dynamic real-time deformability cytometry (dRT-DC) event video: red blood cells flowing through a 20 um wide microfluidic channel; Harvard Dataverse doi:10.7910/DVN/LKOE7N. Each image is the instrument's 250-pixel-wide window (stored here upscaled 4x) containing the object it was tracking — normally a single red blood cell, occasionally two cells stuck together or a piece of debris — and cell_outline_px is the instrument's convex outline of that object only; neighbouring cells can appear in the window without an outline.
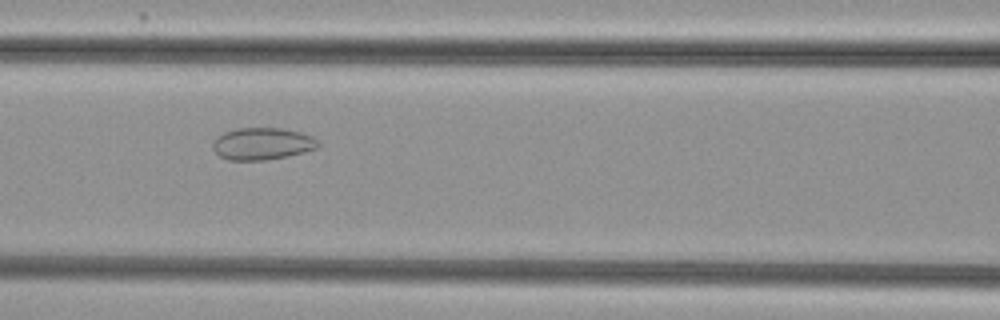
{"species": "common noctule bat (a hibernating species)", "species_latin": "Nyctalus noctula", "temperature_condition": "cold", "stored_images_in_passage": 51, "camera_frame_rate_fps": 3000, "um_per_image_px": 0.085, "animal": {"sex": "female", "body_mass_g": 29.2, "forearm_length_mm": 56.3}, "frame": {"image": 1, "passage_image": 21, "time_ms": 6.667, "image_size_px": [1000, 320], "cell_outline_px": [[320, 144], [316, 148], [304, 152], [264, 160], [228, 160], [220, 156], [212, 148], [212, 144], [224, 132], [236, 128], [284, 128], [300, 132], [312, 136]], "centroid_in_image_um": [22.29, 12.21], "position_along_channel_um": 144.3, "area_um2": 19.48}}
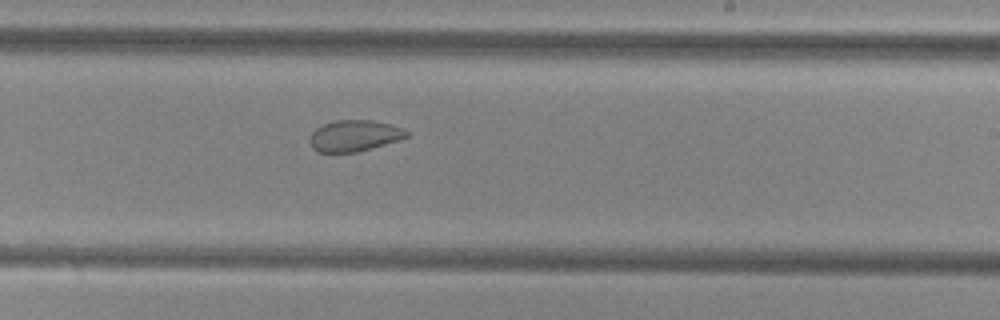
{"frame": {"image": 2, "passage_image": 30, "time_ms": 9.667, "image_size_px": [1000, 320], "cell_outline_px": [[408, 136], [400, 140], [372, 148], [356, 152], [320, 152], [312, 148], [312, 132], [316, 128], [324, 124], [336, 120], [372, 120], [404, 128], [408, 132]], "centroid_in_image_um": [30.16, 11.53], "position_along_channel_um": 258.8, "area_um2": 17.4}}
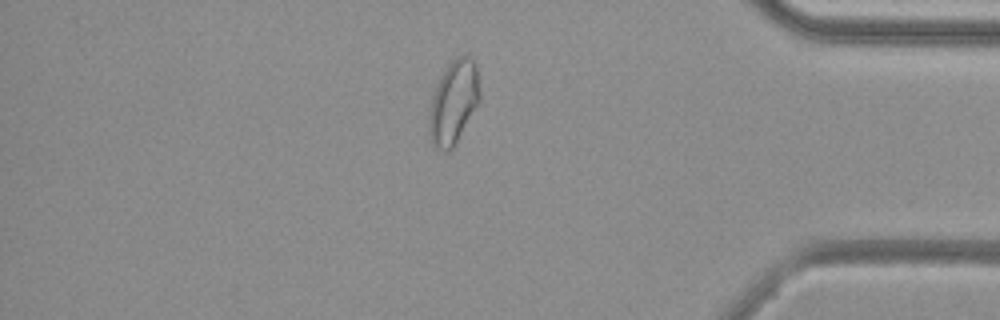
{"frame": {"image": 3, "passage_image": 43, "time_ms": 14.0, "image_size_px": [1000, 320], "cell_outline_px": [[480, 100], [456, 144], [452, 148], [444, 152], [436, 148], [432, 144], [428, 132], [428, 112], [432, 88], [448, 64], [456, 56], [472, 56], [476, 64], [480, 92]], "centroid_in_image_um": [38.51, 8.69], "position_along_channel_um": 396.7, "area_um2": 25.32}, "authors_computed_cell_mechanics": {"area_um2": 24.276, "velocity_mm_per_s": 3.8278, "shape_relaxation_time_tau1_ms": null, "shape_relaxation_time_tau2_ms": 1.6677, "deformation_change_tau1": null, "deformation_change_tau2": 0.0617}}